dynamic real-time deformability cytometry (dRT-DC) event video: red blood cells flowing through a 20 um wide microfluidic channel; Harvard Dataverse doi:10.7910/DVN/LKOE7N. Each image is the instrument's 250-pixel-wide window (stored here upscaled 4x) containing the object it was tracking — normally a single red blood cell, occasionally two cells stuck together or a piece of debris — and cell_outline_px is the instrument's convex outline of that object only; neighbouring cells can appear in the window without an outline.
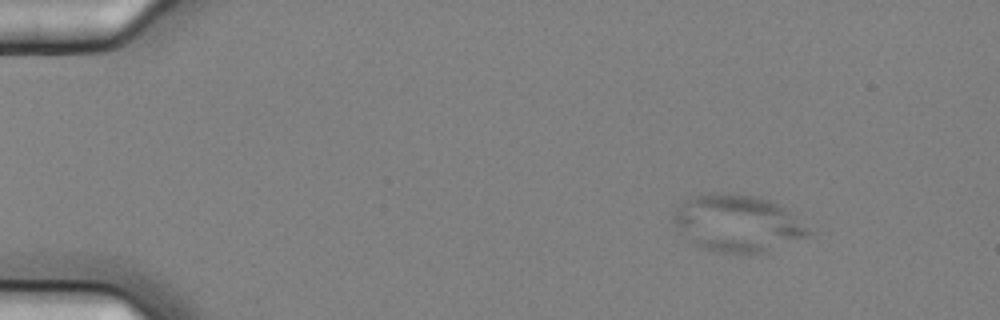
{"species": "common noctule bat (a hibernating species)", "species_latin": "Nyctalus noctula", "temperature_condition": "cold", "stored_images_in_passage": 5, "camera_frame_rate_fps": 3000, "um_per_image_px": 0.085, "animal": {"sex": "female", "body_mass_g": 25.1}, "frame": {"image": 1, "passage_image": 2, "time_ms": 0.333, "image_size_px": [1000, 320], "cell_outline_px": [[816, 232], [808, 236], [760, 252], [716, 252], [704, 248], [696, 244], [672, 220], [672, 216], [676, 208], [684, 200], [708, 192], [720, 192], [760, 196], [780, 204], [788, 208]], "centroid_in_image_um": [62.76, 18.92], "position_along_channel_um": 22.2, "area_um2": 44.45}}
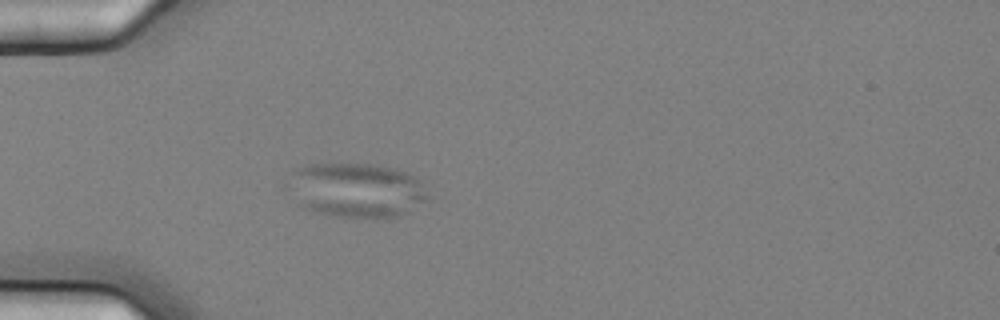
{"frame": {"image": 2, "passage_image": 5, "time_ms": 1.333, "image_size_px": [1000, 320], "cell_outline_px": [[428, 200], [408, 212], [400, 216], [340, 216], [320, 212], [304, 208], [296, 204], [292, 176], [292, 172], [308, 164], [376, 164], [396, 168], [420, 180], [424, 184], [428, 196]], "centroid_in_image_um": [30.38, 16.14], "position_along_channel_um": 54.6, "area_um2": 43.47}}